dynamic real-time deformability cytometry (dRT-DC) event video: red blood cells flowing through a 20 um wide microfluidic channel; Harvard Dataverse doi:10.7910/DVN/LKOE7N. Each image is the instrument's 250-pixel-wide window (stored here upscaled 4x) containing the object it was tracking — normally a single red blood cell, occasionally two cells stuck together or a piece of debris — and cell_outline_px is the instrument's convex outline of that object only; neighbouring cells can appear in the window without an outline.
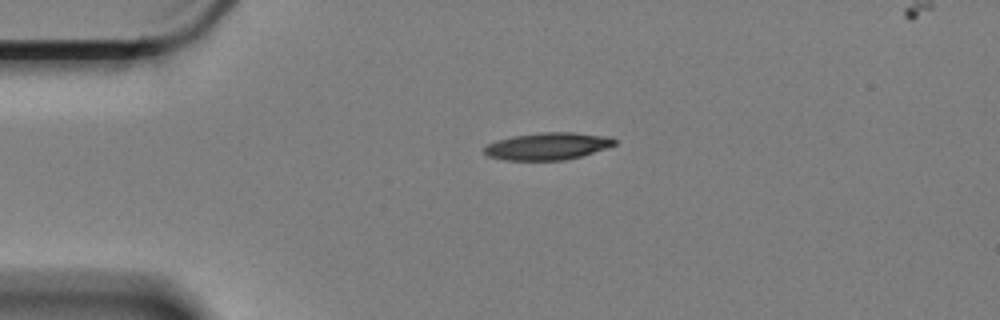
{"species": "Egyptian fruit bat (a non-hibernating species)", "species_latin": "Rousettus aegyptiacus", "temperature_condition": "cold", "stored_images_in_passage": 3, "camera_frame_rate_fps": 3000, "um_per_image_px": 0.085, "animal": {"sex": "female"}, "frame": {"image": 1, "passage_image": 1, "time_ms": 0.0, "image_size_px": [1000, 320], "cell_outline_px": [[616, 144], [580, 156], [564, 160], [504, 160], [488, 156], [484, 152], [484, 148], [488, 144], [512, 136], [544, 132], [576, 132], [612, 136], [616, 140]], "centroid_in_image_um": [46.58, 12.41], "position_along_channel_um": 38.4, "area_um2": 20.52}}